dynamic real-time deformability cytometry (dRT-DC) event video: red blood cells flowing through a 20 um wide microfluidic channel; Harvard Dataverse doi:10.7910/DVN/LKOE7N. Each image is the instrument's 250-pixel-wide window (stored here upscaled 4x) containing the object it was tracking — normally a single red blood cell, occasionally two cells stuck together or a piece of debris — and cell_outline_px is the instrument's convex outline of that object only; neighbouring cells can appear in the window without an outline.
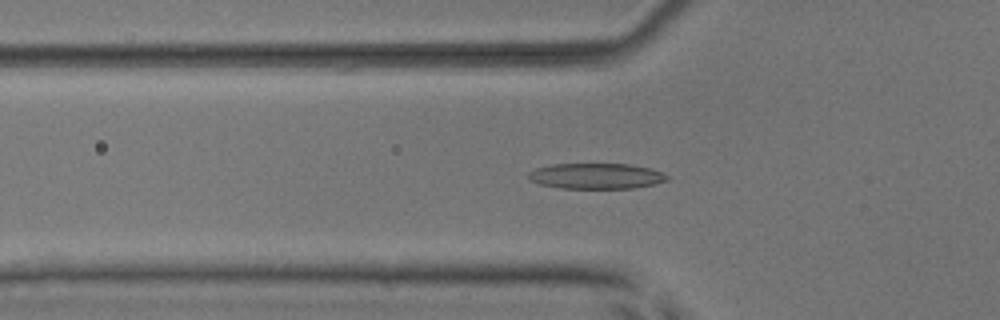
{"species": "common noctule bat (a hibernating species)", "species_latin": "Nyctalus noctula", "temperature_condition": "room temperature", "stored_images_in_passage": 53, "camera_frame_rate_fps": 3000, "um_per_image_px": 0.085, "animal": {"sex": "male", "body_mass_g": 17.9, "forearm_length_mm": 54.2}, "frame": {"image": 1, "passage_image": 18, "time_ms": 5.667, "image_size_px": [1000, 320], "cell_outline_px": [[668, 180], [652, 184], [632, 188], [560, 188], [540, 184], [528, 180], [528, 172], [536, 168], [552, 164], [628, 164], [648, 168], [660, 172], [668, 176]], "centroid_in_image_um": [50.61, 14.96], "position_along_channel_um": 75.2, "area_um2": 20.52}}
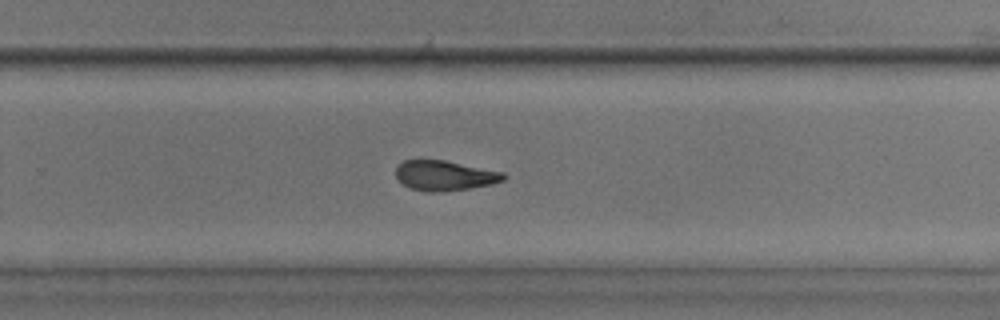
{"frame": {"image": 2, "passage_image": 35, "time_ms": 11.333, "image_size_px": [1000, 320], "cell_outline_px": [[508, 176], [504, 180], [492, 184], [468, 188], [440, 192], [428, 192], [408, 188], [396, 176], [396, 164], [404, 160], [444, 160], [504, 172]], "centroid_in_image_um": [37.79, 14.92], "position_along_channel_um": 292.0, "area_um2": 18.9}}
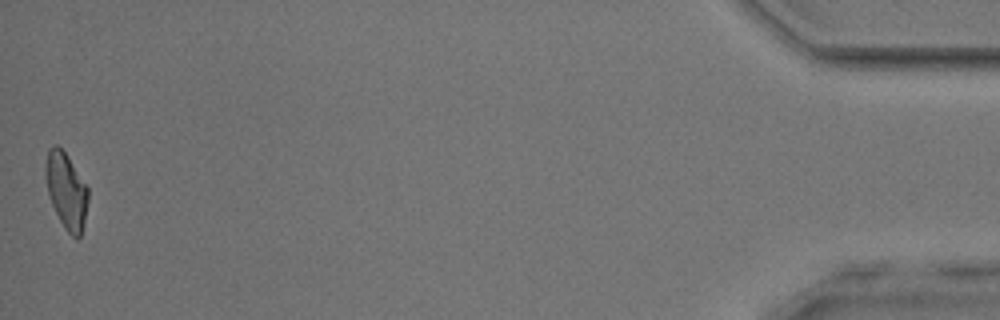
{"frame": {"image": 3, "passage_image": 53, "time_ms": 17.333, "image_size_px": [1000, 320], "cell_outline_px": [[88, 200], [84, 220], [80, 236], [76, 240], [64, 228], [52, 204], [48, 192], [44, 172], [44, 168], [48, 148], [52, 144], [56, 144], [64, 152], [88, 188]], "centroid_in_image_um": [5.61, 16.2], "position_along_channel_um": 429.6, "area_um2": 18.55}, "authors_computed_cell_mechanics": {"area_um2": 19.7676, "velocity_mm_per_s": 3.8299, "shape_relaxation_time_tau1_ms": 4.3073, "shape_relaxation_time_tau2_ms": 3.1468, "deformation_change_tau1": 0.1605, "deformation_change_tau2": 0.1168}}